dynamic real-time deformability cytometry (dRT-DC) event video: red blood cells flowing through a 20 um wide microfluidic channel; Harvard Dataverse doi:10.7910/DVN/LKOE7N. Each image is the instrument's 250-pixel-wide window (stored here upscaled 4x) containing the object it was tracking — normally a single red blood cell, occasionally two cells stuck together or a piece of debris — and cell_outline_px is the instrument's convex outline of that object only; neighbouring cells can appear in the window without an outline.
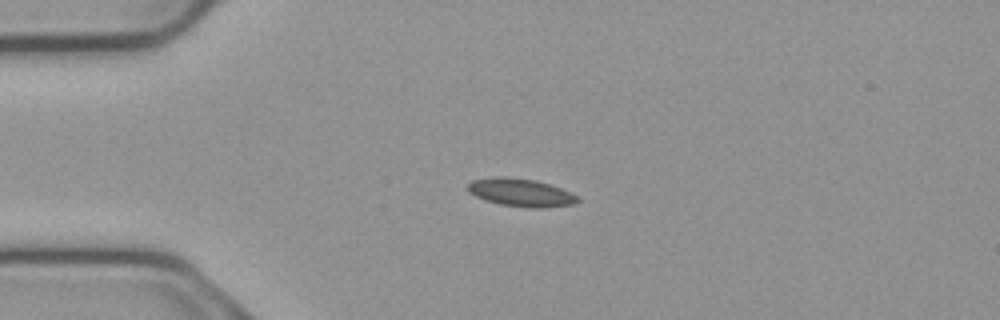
{"species": "common noctule bat (a hibernating species)", "species_latin": "Nyctalus noctula", "temperature_condition": "cold", "stored_images_in_passage": 1, "camera_frame_rate_fps": 3000, "um_per_image_px": 0.085, "animal": {"sex": "male", "body_mass_g": 23.1, "forearm_length_mm": 52.7}, "frame": {"image": 1, "passage_image": 1, "time_ms": 0.0, "image_size_px": [1000, 320], "cell_outline_px": [[580, 200], [572, 204], [544, 208], [528, 208], [500, 204], [484, 200], [468, 192], [468, 184], [472, 180], [492, 176], [504, 176], [536, 180], [572, 192], [580, 196]], "centroid_in_image_um": [44.27, 16.36], "position_along_channel_um": 40.7, "area_um2": 18.09}}